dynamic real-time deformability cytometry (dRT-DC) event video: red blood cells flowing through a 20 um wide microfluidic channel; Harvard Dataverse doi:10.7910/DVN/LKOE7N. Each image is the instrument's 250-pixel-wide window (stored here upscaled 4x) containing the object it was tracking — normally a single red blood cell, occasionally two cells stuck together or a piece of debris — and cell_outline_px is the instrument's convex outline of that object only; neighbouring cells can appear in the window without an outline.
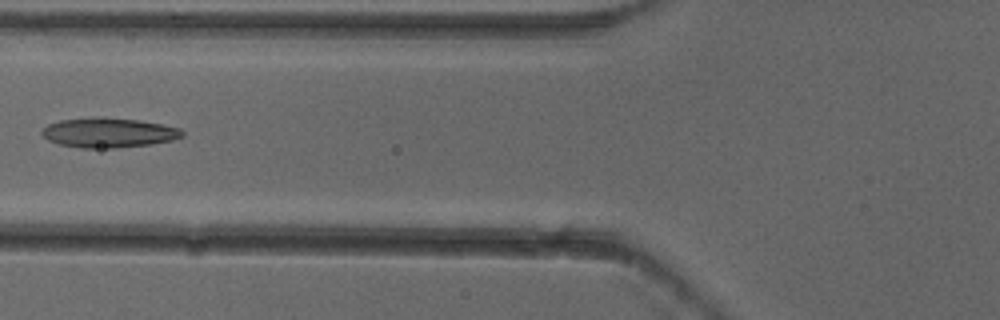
{"species": "common noctule bat (a hibernating species)", "species_latin": "Nyctalus noctula", "temperature_condition": "cold", "stored_images_in_passage": 6, "camera_frame_rate_fps": 3000, "um_per_image_px": 0.085, "animal": {"sex": "female"}, "frame": {"image": 1, "passage_image": 6, "time_ms": 1.667, "image_size_px": [1000, 320], "cell_outline_px": [[184, 136], [172, 140], [152, 144], [116, 148], [80, 148], [60, 144], [48, 140], [40, 132], [48, 124], [60, 120], [104, 116], [140, 120], [164, 124], [180, 128], [184, 132]], "centroid_in_image_um": [9.27, 11.27], "position_along_channel_um": 116.5, "area_um2": 24.57}}